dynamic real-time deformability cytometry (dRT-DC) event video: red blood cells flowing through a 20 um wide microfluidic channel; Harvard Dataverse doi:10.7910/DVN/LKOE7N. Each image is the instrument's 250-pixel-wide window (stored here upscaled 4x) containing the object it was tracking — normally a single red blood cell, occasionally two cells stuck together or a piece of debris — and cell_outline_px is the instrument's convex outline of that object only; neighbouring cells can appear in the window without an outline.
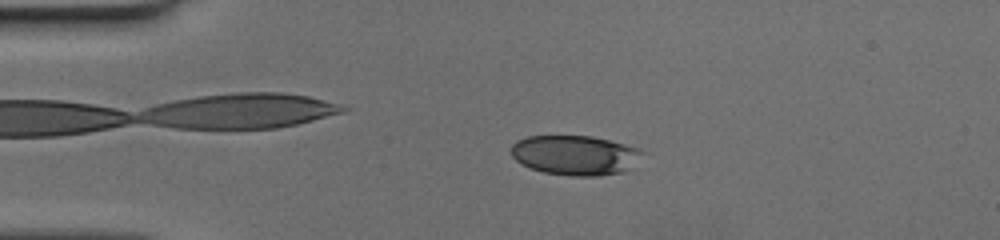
{"species": "human", "species_latin": "Homo sapiens", "temperature_condition": "cold", "stored_images_in_passage": 34, "camera_frame_rate_fps": 3000, "um_per_image_px": 0.085, "donor": {"sex": "female"}, "frame": {"image": 1, "passage_image": 5, "time_ms": 1.333, "image_size_px": [1000, 240], "cell_outline_px": [[644, 152], [624, 172], [600, 176], [568, 176], [544, 172], [528, 168], [520, 164], [512, 156], [512, 144], [516, 140], [528, 136], [592, 136], [624, 144], [636, 148]], "centroid_in_image_um": [48.82, 13.2], "position_along_channel_um": 36.2, "area_um2": 30.29}}
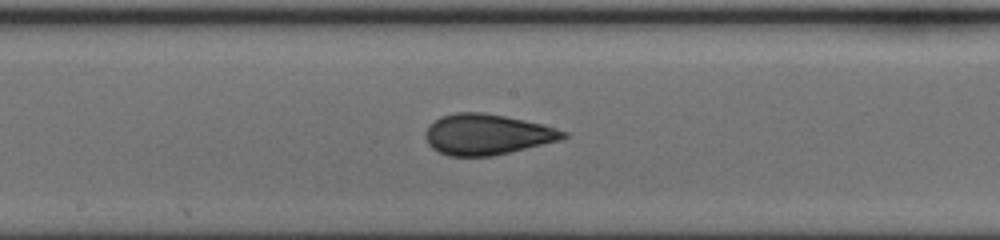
{"frame": {"image": 2, "passage_image": 21, "time_ms": 6.667, "image_size_px": [1000, 240], "cell_outline_px": [[568, 136], [560, 140], [492, 156], [448, 156], [432, 148], [428, 144], [424, 136], [424, 132], [428, 124], [440, 116], [456, 112], [484, 112], [544, 124], [568, 132]], "centroid_in_image_um": [41.36, 11.41], "position_along_channel_um": 206.8, "area_um2": 32.83}}
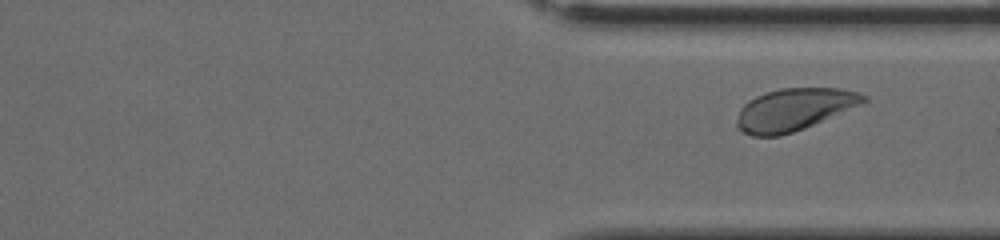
{"frame": {"image": 3, "passage_image": 34, "time_ms": 11.0, "image_size_px": [1000, 240], "cell_outline_px": [[868, 100], [804, 128], [780, 136], [752, 136], [736, 128], [736, 120], [740, 108], [748, 100], [764, 92], [780, 88], [840, 88], [856, 92], [868, 96]], "centroid_in_image_um": [67.42, 9.3], "position_along_channel_um": 344.0, "area_um2": 30.87}}